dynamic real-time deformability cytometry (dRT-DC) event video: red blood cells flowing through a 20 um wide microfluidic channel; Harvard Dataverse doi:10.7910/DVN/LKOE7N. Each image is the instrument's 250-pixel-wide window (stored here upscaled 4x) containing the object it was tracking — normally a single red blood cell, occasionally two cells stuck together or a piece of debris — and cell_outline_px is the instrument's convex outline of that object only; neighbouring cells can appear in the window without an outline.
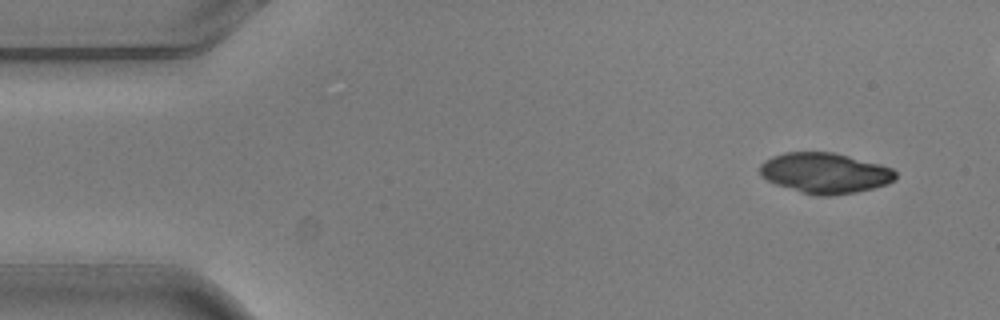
{"species": "common noctule bat (a hibernating species)", "species_latin": "Nyctalus noctula", "temperature_condition": "warm", "stored_images_in_passage": 2, "camera_frame_rate_fps": 3000, "um_per_image_px": 0.085, "animal": {"sex": "male", "body_mass_g": 20.5, "forearm_length_mm": 52.5}, "frame": {"image": 1, "passage_image": 2, "time_ms": 0.333, "image_size_px": [1000, 320], "cell_outline_px": [[896, 180], [888, 184], [856, 192], [828, 196], [816, 196], [800, 192], [776, 184], [760, 176], [760, 164], [764, 160], [772, 156], [784, 152], [832, 152], [880, 164], [892, 168], [896, 172]], "centroid_in_image_um": [70.11, 14.71], "position_along_channel_um": 14.9, "area_um2": 32.08}}